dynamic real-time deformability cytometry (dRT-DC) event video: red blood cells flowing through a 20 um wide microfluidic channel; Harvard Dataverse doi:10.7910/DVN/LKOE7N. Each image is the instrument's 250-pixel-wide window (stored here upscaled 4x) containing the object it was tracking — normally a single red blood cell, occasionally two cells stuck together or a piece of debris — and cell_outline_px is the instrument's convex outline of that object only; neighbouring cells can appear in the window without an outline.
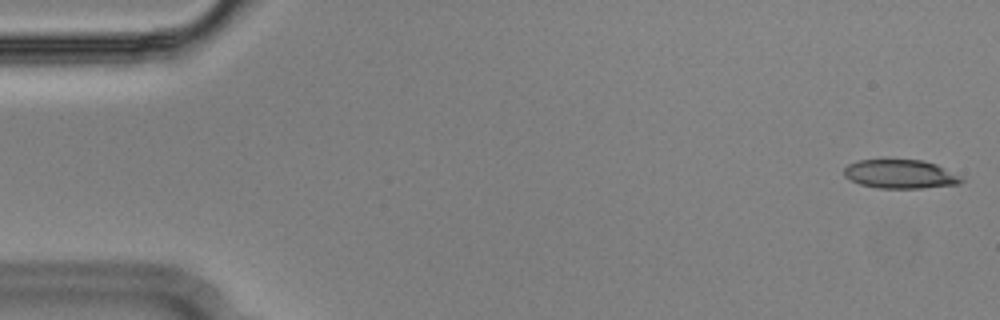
{"species": "Egyptian fruit bat (a non-hibernating species)", "species_latin": "Rousettus aegyptiacus", "temperature_condition": "cold", "stored_images_in_passage": 27, "camera_frame_rate_fps": 3000, "um_per_image_px": 0.085, "animal": {"sex": "male"}, "frame": {"image": 1, "passage_image": 1, "time_ms": 0.0, "image_size_px": [1000, 320], "cell_outline_px": [[964, 180], [956, 184], [920, 188], [876, 188], [860, 184], [844, 176], [844, 168], [848, 164], [856, 160], [924, 160], [936, 164], [960, 176]], "centroid_in_image_um": [76.49, 14.79], "position_along_channel_um": 8.5, "area_um2": 19.54}}
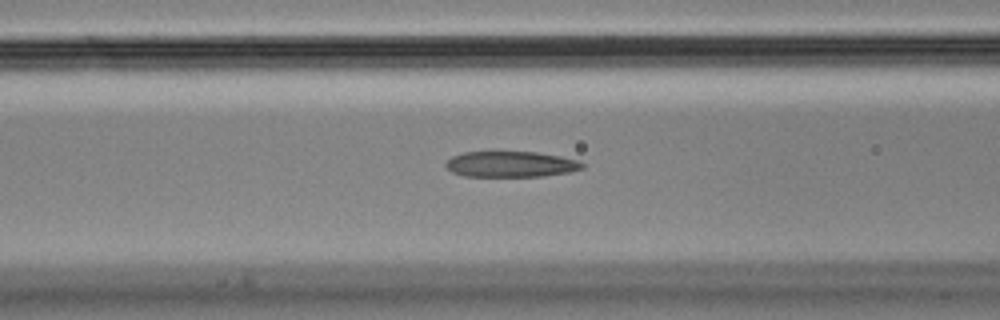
{"frame": {"image": 2, "passage_image": 21, "time_ms": 6.667, "image_size_px": [1000, 320], "cell_outline_px": [[584, 168], [568, 172], [544, 176], [464, 176], [452, 172], [444, 164], [452, 156], [464, 152], [536, 152], [560, 156], [580, 160], [584, 164]], "centroid_in_image_um": [43.44, 13.95], "position_along_channel_um": 123.2, "area_um2": 20.46}}
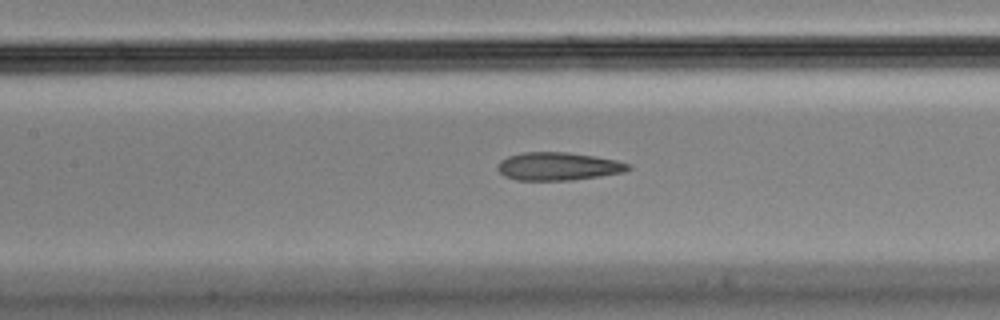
{"frame": {"image": 3, "passage_image": 24, "time_ms": 7.667, "image_size_px": [1000, 320], "cell_outline_px": [[632, 168], [624, 172], [600, 176], [572, 180], [516, 180], [504, 176], [496, 168], [496, 164], [500, 160], [508, 156], [520, 152], [568, 152], [596, 156], [616, 160], [632, 164]], "centroid_in_image_um": [47.44, 14.13], "position_along_channel_um": 160.0, "area_um2": 21.62}}